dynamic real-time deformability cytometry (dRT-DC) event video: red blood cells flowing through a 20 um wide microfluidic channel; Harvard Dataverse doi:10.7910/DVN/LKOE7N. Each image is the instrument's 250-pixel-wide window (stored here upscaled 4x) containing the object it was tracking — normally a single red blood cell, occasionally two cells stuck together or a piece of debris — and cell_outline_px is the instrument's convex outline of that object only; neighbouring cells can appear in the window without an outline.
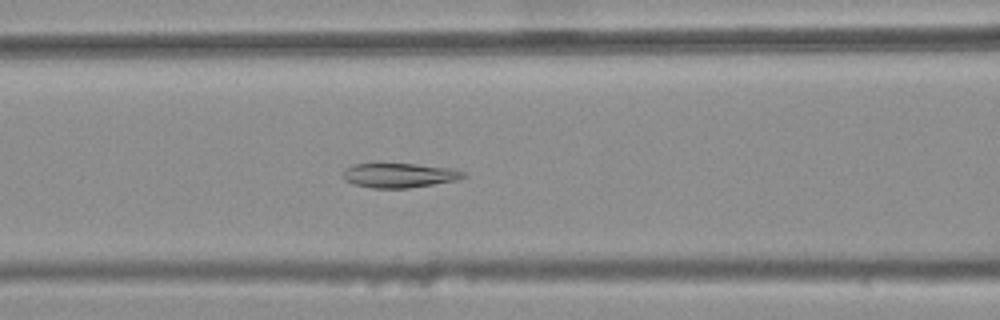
{"species": "common noctule bat (a hibernating species)", "species_latin": "Nyctalus noctula", "temperature_condition": "warm", "stored_images_in_passage": 42, "camera_frame_rate_fps": 3000, "um_per_image_px": 0.085, "animal": {"sex": "female", "body_mass_g": 25.1}, "frame": {"image": 1, "passage_image": 22, "time_ms": 7.0, "image_size_px": [1000, 320], "cell_outline_px": [[468, 176], [456, 180], [408, 188], [372, 188], [356, 184], [344, 180], [340, 176], [352, 164], [376, 160], [416, 164], [452, 168], [464, 172]], "centroid_in_image_um": [33.87, 14.85], "position_along_channel_um": 132.7, "area_um2": 17.98}}
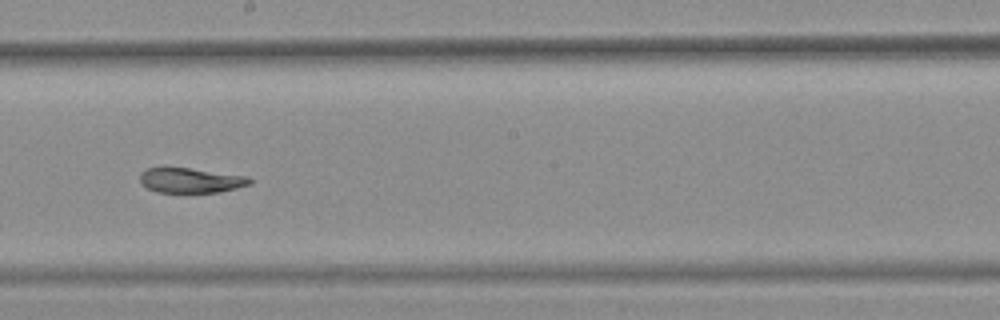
{"frame": {"image": 2, "passage_image": 30, "time_ms": 9.667, "image_size_px": [1000, 320], "cell_outline_px": [[252, 184], [220, 192], [156, 192], [140, 184], [140, 172], [148, 168], [188, 168], [248, 176], [252, 180]], "centroid_in_image_um": [16.21, 15.33], "position_along_channel_um": 232.0, "area_um2": 15.9}}
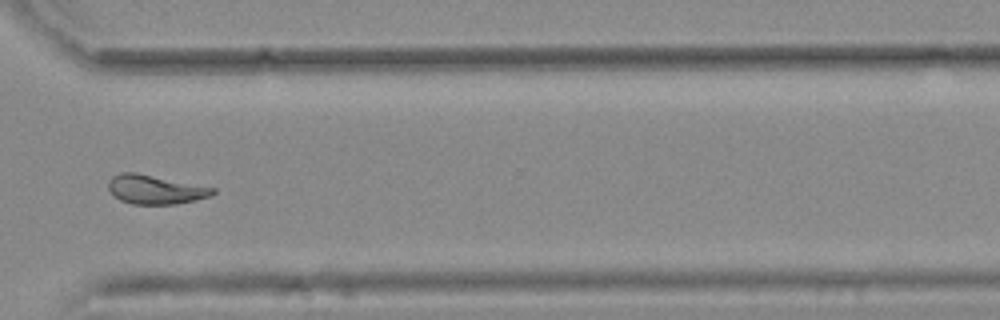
{"frame": {"image": 3, "passage_image": 40, "time_ms": 13.0, "image_size_px": [1000, 320], "cell_outline_px": [[216, 192], [208, 196], [196, 200], [176, 204], [132, 204], [120, 200], [108, 188], [108, 180], [112, 176], [120, 172], [136, 172], [216, 188]], "centroid_in_image_um": [13.19, 16.1], "position_along_channel_um": 357.4, "area_um2": 17.63}, "authors_computed_cell_mechanics": {"area_um2": 18.2648, "velocity_mm_per_s": 3.7398, "shape_relaxation_time_tau1_ms": null, "shape_relaxation_time_tau2_ms": 4.1777, "deformation_change_tau1": null, "deformation_change_tau2": 0.0867}}